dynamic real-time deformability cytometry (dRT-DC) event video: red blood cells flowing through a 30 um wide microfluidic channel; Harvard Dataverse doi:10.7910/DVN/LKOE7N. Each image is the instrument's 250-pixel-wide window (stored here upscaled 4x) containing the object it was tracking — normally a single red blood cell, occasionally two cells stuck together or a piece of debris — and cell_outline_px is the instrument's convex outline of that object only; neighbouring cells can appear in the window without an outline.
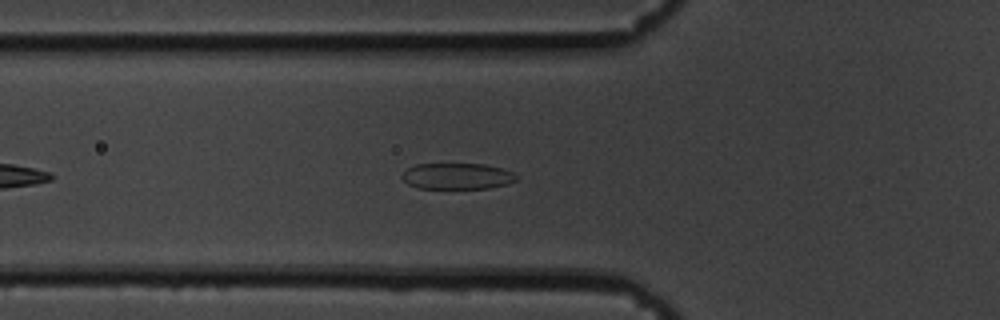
{"species": "common noctule bat (a hibernating species)", "species_latin": "Nyctalus noctula", "temperature_condition": "cold", "stored_images_in_passage": 28, "camera_frame_rate_fps": 3000, "um_per_image_px": 0.085, "animal": {"sex": "male", "body_mass_g": 19.5, "forearm_length_mm": 54.6}, "frame": {"image": 1, "passage_image": 9, "time_ms": 2.667, "image_size_px": [1000, 320], "cell_outline_px": [[516, 180], [508, 184], [488, 188], [416, 188], [408, 184], [400, 176], [408, 168], [416, 164], [484, 164], [500, 168], [512, 172], [516, 176]], "centroid_in_image_um": [38.83, 14.97], "position_along_channel_um": 87.0, "area_um2": 17.28}}
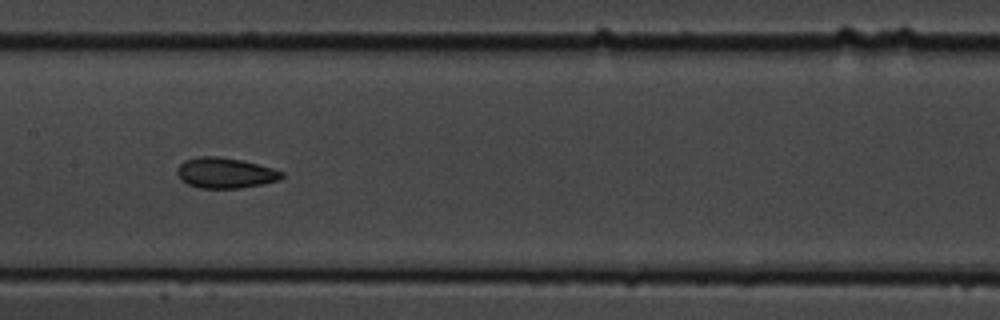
{"frame": {"image": 2, "passage_image": 18, "time_ms": 5.667, "image_size_px": [1000, 320], "cell_outline_px": [[284, 176], [280, 180], [264, 184], [240, 188], [200, 188], [188, 184], [180, 180], [176, 172], [180, 164], [184, 160], [196, 156], [220, 156], [244, 160], [272, 168], [284, 172]], "centroid_in_image_um": [19.15, 14.69], "position_along_channel_um": 188.3, "area_um2": 18.9}}
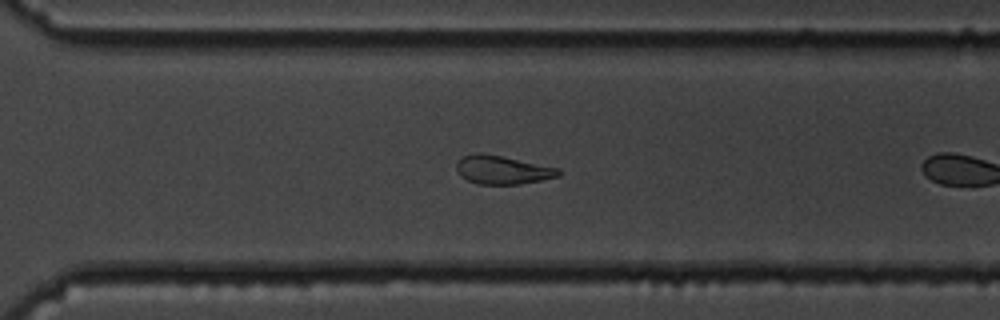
{"frame": {"image": 3, "passage_image": 27, "time_ms": 8.667, "image_size_px": [1000, 320], "cell_outline_px": [[560, 176], [520, 184], [476, 184], [460, 176], [456, 168], [456, 164], [460, 156], [476, 152], [480, 152], [560, 168]], "centroid_in_image_um": [42.66, 14.43], "position_along_channel_um": 327.9, "area_um2": 16.99}}